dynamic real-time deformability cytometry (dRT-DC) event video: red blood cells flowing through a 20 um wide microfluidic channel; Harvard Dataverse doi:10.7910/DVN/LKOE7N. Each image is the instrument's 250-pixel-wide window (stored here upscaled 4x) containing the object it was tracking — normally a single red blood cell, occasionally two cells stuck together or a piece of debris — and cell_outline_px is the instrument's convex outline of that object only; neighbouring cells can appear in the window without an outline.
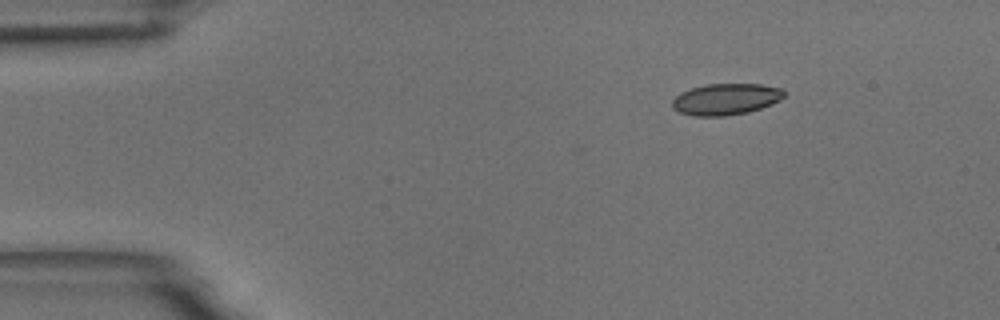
{"species": "common noctule bat (a hibernating species)", "species_latin": "Nyctalus noctula", "temperature_condition": "room temperature", "stored_images_in_passage": 49, "camera_frame_rate_fps": 3000, "um_per_image_px": 0.085, "animal": {"sex": "male", "body_mass_g": 18.8}, "frame": {"image": 1, "passage_image": 1, "time_ms": 0.0, "image_size_px": [1000, 320], "cell_outline_px": [[784, 96], [780, 100], [772, 104], [748, 112], [724, 116], [692, 116], [680, 112], [672, 108], [672, 100], [680, 92], [704, 84], [760, 84], [780, 88], [784, 92]], "centroid_in_image_um": [61.67, 8.43], "position_along_channel_um": 23.3, "area_um2": 20.46}}
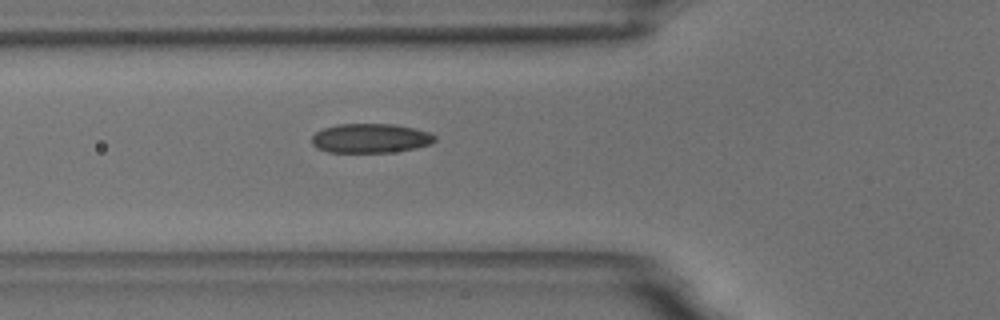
{"frame": {"image": 2, "passage_image": 13, "time_ms": 4.0, "image_size_px": [1000, 320], "cell_outline_px": [[436, 140], [432, 144], [416, 148], [392, 152], [328, 152], [316, 148], [312, 144], [312, 136], [316, 132], [324, 128], [336, 124], [396, 124], [428, 132], [436, 136]], "centroid_in_image_um": [31.49, 11.75], "position_along_channel_um": 94.3, "area_um2": 21.1}}
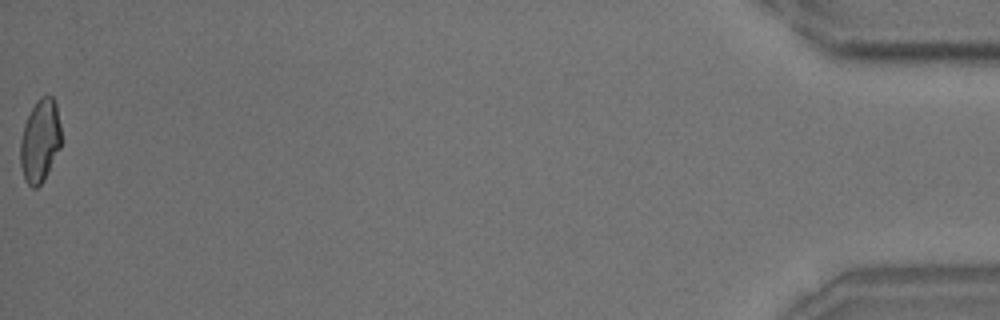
{"frame": {"image": 3, "passage_image": 49, "time_ms": 16.0, "image_size_px": [1000, 320], "cell_outline_px": [[60, 148], [44, 180], [36, 188], [32, 188], [24, 180], [20, 164], [20, 140], [24, 124], [36, 100], [40, 96], [52, 96], [56, 104], [60, 124]], "centroid_in_image_um": [3.39, 11.98], "position_along_channel_um": 431.8, "area_um2": 19.77}, "authors_computed_cell_mechanics": {"area_um2": 20.4612, "velocity_mm_per_s": 3.6274, "shape_relaxation_time_tau1_ms": 7.9065, "shape_relaxation_time_tau2_ms": 2.8205, "deformation_change_tau1": 0.156, "deformation_change_tau2": 0.0652}}